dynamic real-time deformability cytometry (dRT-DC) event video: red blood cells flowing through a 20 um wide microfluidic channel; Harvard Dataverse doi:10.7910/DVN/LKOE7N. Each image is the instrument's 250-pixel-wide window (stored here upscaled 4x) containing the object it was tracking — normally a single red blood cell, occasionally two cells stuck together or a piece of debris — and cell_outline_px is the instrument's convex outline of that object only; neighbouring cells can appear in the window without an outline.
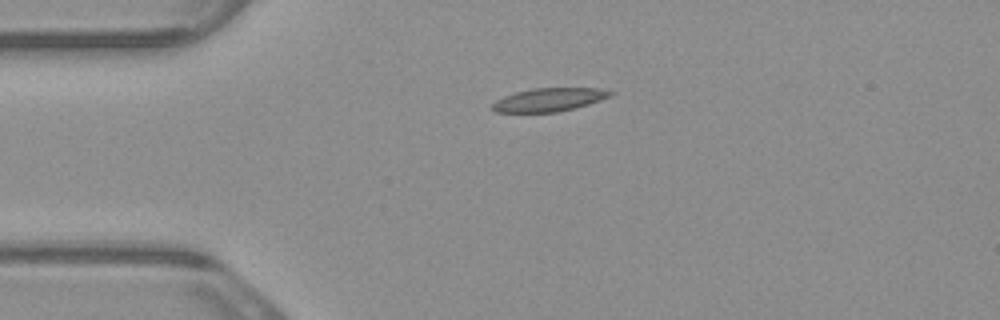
{"species": "common noctule bat (a hibernating species)", "species_latin": "Nyctalus noctula", "temperature_condition": "warm", "stored_images_in_passage": 3, "camera_frame_rate_fps": 3000, "um_per_image_px": 0.085, "animal": {"sex": "male", "body_mass_g": 23.1, "forearm_length_mm": 52.7}, "frame": {"image": 1, "passage_image": 1, "time_ms": 0.0, "image_size_px": [1000, 320], "cell_outline_px": [[616, 92], [600, 100], [588, 104], [556, 112], [496, 112], [492, 108], [492, 104], [496, 100], [504, 96], [516, 92], [532, 88], [600, 88]], "centroid_in_image_um": [46.66, 8.46], "position_along_channel_um": 38.3, "area_um2": 15.84}}
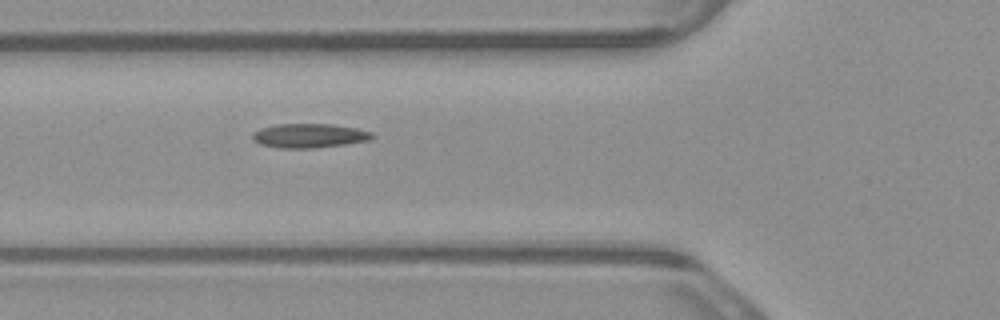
{"frame": {"image": 2, "passage_image": 3, "time_ms": 0.667, "image_size_px": [1000, 320], "cell_outline_px": [[376, 136], [368, 140], [344, 144], [312, 148], [280, 148], [260, 144], [252, 140], [252, 132], [260, 128], [276, 124], [332, 124], [356, 128], [372, 132]], "centroid_in_image_um": [26.25, 11.53], "position_along_channel_um": 99.5, "area_um2": 16.88}}